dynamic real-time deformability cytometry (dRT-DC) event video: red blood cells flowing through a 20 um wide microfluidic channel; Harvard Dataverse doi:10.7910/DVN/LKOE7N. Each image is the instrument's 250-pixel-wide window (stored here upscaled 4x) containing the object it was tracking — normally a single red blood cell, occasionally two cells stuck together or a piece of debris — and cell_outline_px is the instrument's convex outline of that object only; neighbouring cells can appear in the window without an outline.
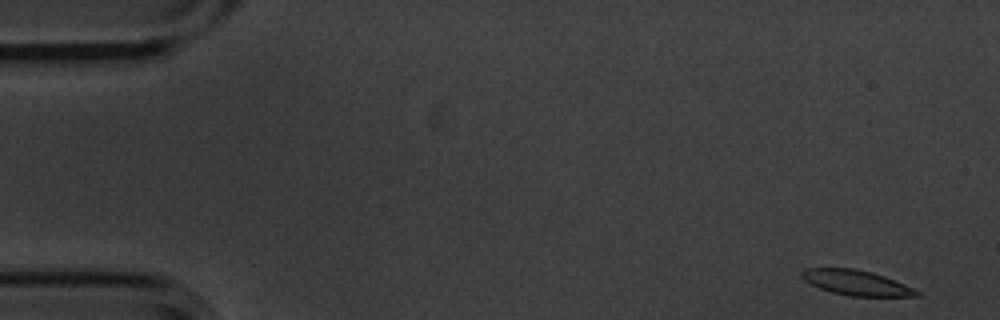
{"species": "common noctule bat (a hibernating species)", "species_latin": "Nyctalus noctula", "temperature_condition": "cold", "stored_images_in_passage": 6, "camera_frame_rate_fps": 3000, "um_per_image_px": 0.085, "animal": {"sex": "male", "body_mass_g": 20.1, "forearm_length_mm": 53.5}, "frame": {"image": 1, "passage_image": 1, "time_ms": 0.0, "image_size_px": [1000, 320], "cell_outline_px": [[920, 296], [848, 296], [832, 292], [820, 288], [804, 280], [800, 276], [800, 272], [804, 268], [856, 268], [872, 272], [884, 276], [904, 284], [920, 292]], "centroid_in_image_um": [72.75, 24.02], "position_along_channel_um": 12.2, "area_um2": 16.76}}
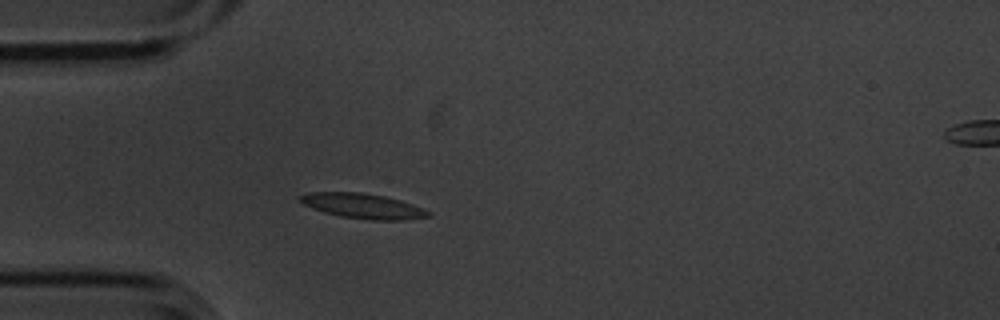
{"frame": {"image": 2, "passage_image": 5, "time_ms": 1.333, "image_size_px": [1000, 320], "cell_outline_px": [[432, 216], [404, 220], [368, 220], [340, 216], [324, 212], [312, 208], [304, 204], [296, 196], [308, 192], [360, 192], [384, 196], [400, 200], [424, 208], [432, 212]], "centroid_in_image_um": [30.86, 17.51], "position_along_channel_um": 54.1, "area_um2": 18.84}}